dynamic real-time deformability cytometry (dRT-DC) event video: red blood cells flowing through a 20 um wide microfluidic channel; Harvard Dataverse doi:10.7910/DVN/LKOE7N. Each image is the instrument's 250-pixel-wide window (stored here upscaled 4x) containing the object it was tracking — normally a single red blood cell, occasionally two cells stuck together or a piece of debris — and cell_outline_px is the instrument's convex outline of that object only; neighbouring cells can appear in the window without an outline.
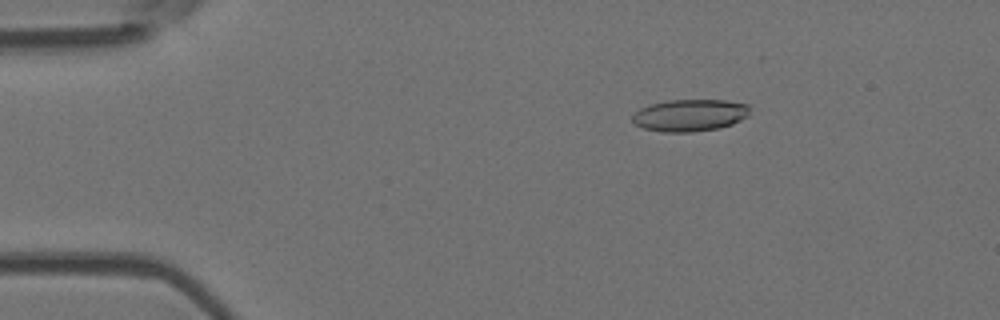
{"species": "Egyptian fruit bat (a non-hibernating species)", "species_latin": "Rousettus aegyptiacus", "temperature_condition": "room temperature", "stored_images_in_passage": 54, "camera_frame_rate_fps": 3000, "um_per_image_px": 0.085, "animal": {"sex": "female"}, "frame": {"image": 1, "passage_image": 9, "time_ms": 2.667, "image_size_px": [1000, 320], "cell_outline_px": [[748, 116], [732, 124], [720, 128], [692, 132], [664, 132], [644, 128], [636, 124], [632, 120], [632, 116], [640, 108], [648, 104], [668, 100], [724, 100], [748, 104]], "centroid_in_image_um": [58.63, 9.79], "position_along_channel_um": 26.4, "area_um2": 21.91}}
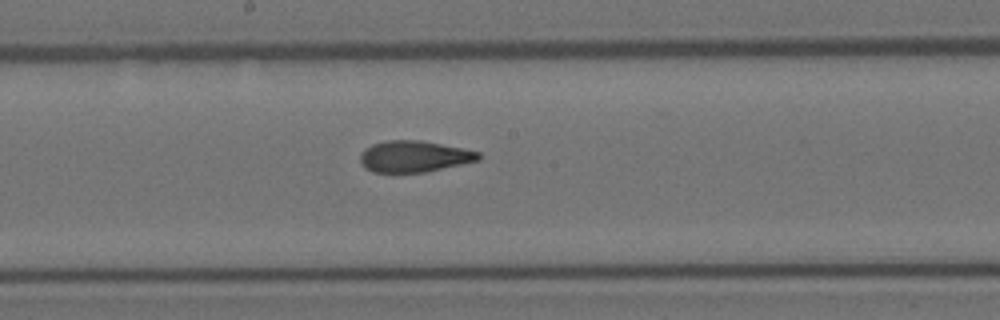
{"frame": {"image": 2, "passage_image": 29, "time_ms": 9.333, "image_size_px": [1000, 320], "cell_outline_px": [[484, 156], [480, 160], [424, 172], [372, 172], [360, 160], [360, 152], [364, 148], [372, 144], [388, 140], [420, 140], [480, 152]], "centroid_in_image_um": [35.21, 13.29], "position_along_channel_um": 213.0, "area_um2": 21.44}}
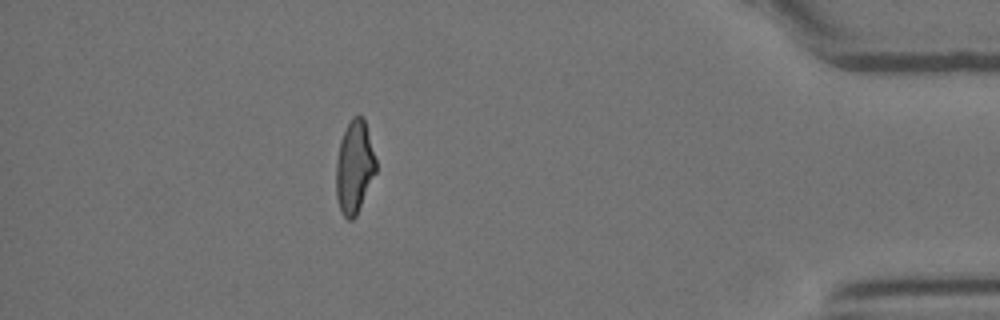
{"frame": {"image": 3, "passage_image": 48, "time_ms": 15.667, "image_size_px": [1000, 320], "cell_outline_px": [[376, 172], [356, 216], [352, 220], [348, 220], [344, 216], [340, 208], [336, 196], [336, 160], [340, 140], [352, 116], [360, 116], [364, 120], [376, 160]], "centroid_in_image_um": [30.11, 14.22], "position_along_channel_um": 405.1, "area_um2": 21.27}, "authors_computed_cell_mechanics": {"area_um2": 21.964, "velocity_mm_per_s": 3.7792, "shape_relaxation_time_tau1_ms": null, "shape_relaxation_time_tau2_ms": 1.9254, "deformation_change_tau1": null, "deformation_change_tau2": 0.106}}